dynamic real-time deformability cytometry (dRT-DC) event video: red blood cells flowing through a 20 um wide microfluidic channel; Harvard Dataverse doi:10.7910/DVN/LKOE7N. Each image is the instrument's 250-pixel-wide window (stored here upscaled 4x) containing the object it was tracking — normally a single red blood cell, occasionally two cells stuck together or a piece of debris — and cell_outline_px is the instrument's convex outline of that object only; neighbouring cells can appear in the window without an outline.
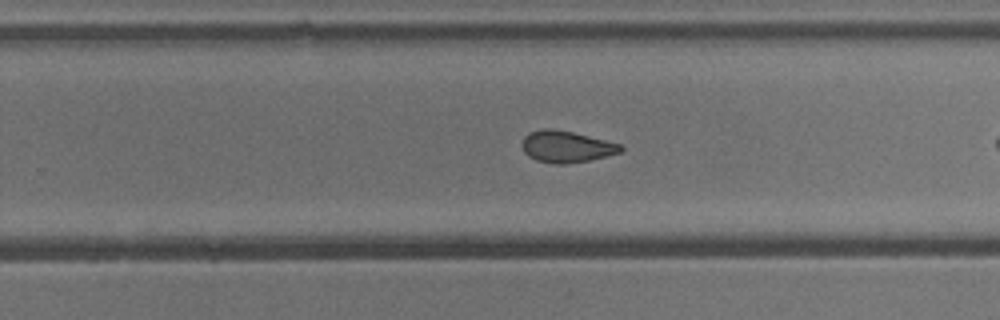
{"species": "common noctule bat (a hibernating species)", "species_latin": "Nyctalus noctula", "temperature_condition": "cold", "stored_images_in_passage": 28, "camera_frame_rate_fps": 3000, "um_per_image_px": 0.085, "animal": {"sex": "male", "body_mass_g": 13.3}, "frame": {"image": 1, "passage_image": 20, "time_ms": 6.333, "image_size_px": [1000, 320], "cell_outline_px": [[624, 148], [620, 152], [588, 160], [564, 164], [552, 164], [536, 160], [528, 156], [524, 152], [524, 136], [528, 132], [540, 128], [552, 128], [572, 132], [620, 144]], "centroid_in_image_um": [48.1, 12.46], "position_along_channel_um": 281.7, "area_um2": 17.92}}